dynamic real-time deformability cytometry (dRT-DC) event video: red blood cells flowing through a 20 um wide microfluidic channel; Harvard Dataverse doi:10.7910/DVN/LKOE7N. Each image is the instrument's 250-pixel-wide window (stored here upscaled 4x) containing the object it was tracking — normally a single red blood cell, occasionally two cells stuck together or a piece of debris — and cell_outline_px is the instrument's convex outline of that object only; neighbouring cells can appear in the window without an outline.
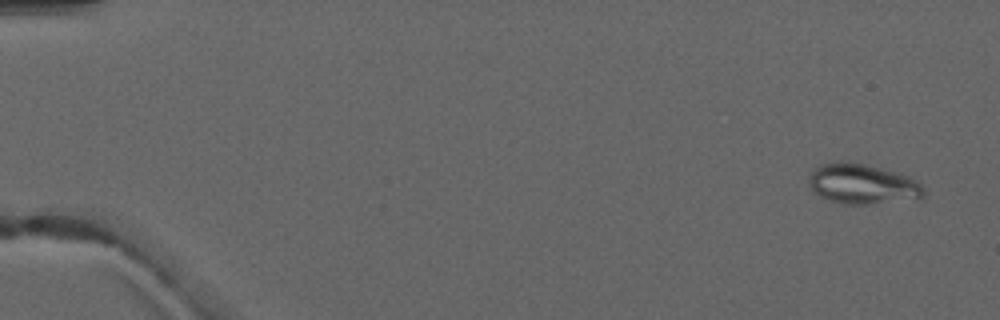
{"species": "common noctule bat (a hibernating species)", "species_latin": "Nyctalus noctula", "temperature_condition": "warm", "stored_images_in_passage": 5, "camera_frame_rate_fps": 3000, "um_per_image_px": 0.085, "animal": {"sex": "male", "forearm_length_mm": 52.5}, "frame": {"image": 1, "passage_image": 1, "time_ms": 0.0, "image_size_px": [1000, 320], "cell_outline_px": [[924, 196], [920, 200], [868, 204], [840, 204], [828, 200], [812, 192], [808, 184], [808, 176], [820, 164], [840, 160], [864, 164], [896, 172], [908, 176], [916, 180], [924, 188]], "centroid_in_image_um": [73.3, 15.66], "position_along_channel_um": 11.7, "area_um2": 27.4}}